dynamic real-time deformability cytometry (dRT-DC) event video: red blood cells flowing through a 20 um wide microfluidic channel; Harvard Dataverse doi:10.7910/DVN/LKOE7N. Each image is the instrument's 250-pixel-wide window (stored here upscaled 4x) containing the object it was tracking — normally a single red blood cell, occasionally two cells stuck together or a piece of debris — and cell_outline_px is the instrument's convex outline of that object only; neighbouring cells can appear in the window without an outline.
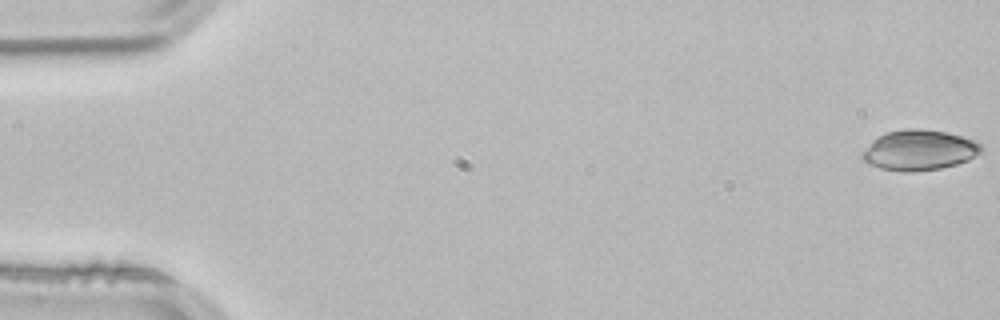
{"species": "common noctule bat (a hibernating species)", "species_latin": "Nyctalus noctula", "temperature_condition": "room temperature", "stored_images_in_passage": 53, "camera_frame_rate_fps": 3000, "um_per_image_px": 0.085, "animal": {"sex": "male", "body_mass_g": 21.5, "forearm_length_mm": 52.0}, "frame": {"image": 1, "passage_image": 1, "time_ms": 0.0, "image_size_px": [1000, 320], "cell_outline_px": [[984, 152], [968, 160], [956, 164], [940, 168], [912, 172], [900, 172], [880, 168], [868, 164], [860, 156], [872, 140], [888, 132], [904, 128], [920, 128], [944, 132], [960, 136], [984, 144]], "centroid_in_image_um": [78.16, 12.77], "position_along_channel_um": 6.8, "area_um2": 28.09}}
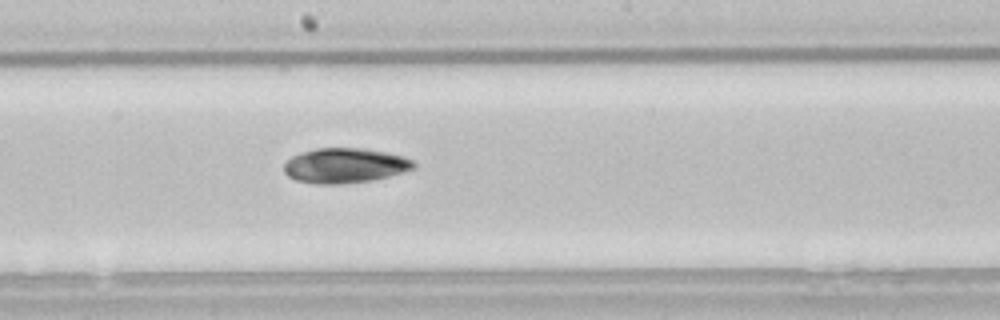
{"frame": {"image": 2, "passage_image": 29, "time_ms": 9.333, "image_size_px": [1000, 320], "cell_outline_px": [[416, 168], [388, 176], [372, 180], [340, 184], [316, 184], [296, 180], [288, 176], [284, 172], [284, 164], [292, 156], [300, 152], [316, 148], [364, 148], [404, 156], [412, 160], [416, 164]], "centroid_in_image_um": [29.3, 14.07], "position_along_channel_um": 218.9, "area_um2": 26.41}}
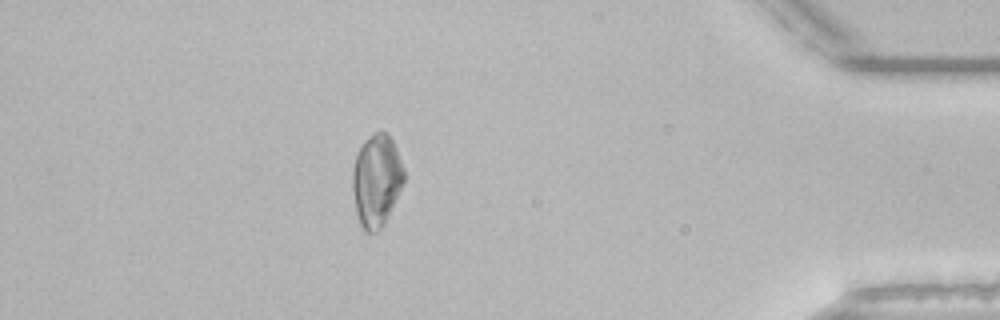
{"frame": {"image": 3, "passage_image": 47, "time_ms": 15.333, "image_size_px": [1000, 320], "cell_outline_px": [[404, 184], [384, 224], [376, 232], [364, 232], [360, 224], [356, 212], [352, 188], [352, 168], [356, 156], [364, 140], [376, 132], [388, 132], [396, 148], [404, 168]], "centroid_in_image_um": [32.0, 15.35], "position_along_channel_um": 403.2, "area_um2": 27.74}, "authors_computed_cell_mechanics": {"area_um2": 27.2238, "velocity_mm_per_s": 3.8471, "shape_relaxation_time_tau1_ms": 8.4592, "shape_relaxation_time_tau2_ms": null, "deformation_change_tau1": 0.1579, "deformation_change_tau2": null}}